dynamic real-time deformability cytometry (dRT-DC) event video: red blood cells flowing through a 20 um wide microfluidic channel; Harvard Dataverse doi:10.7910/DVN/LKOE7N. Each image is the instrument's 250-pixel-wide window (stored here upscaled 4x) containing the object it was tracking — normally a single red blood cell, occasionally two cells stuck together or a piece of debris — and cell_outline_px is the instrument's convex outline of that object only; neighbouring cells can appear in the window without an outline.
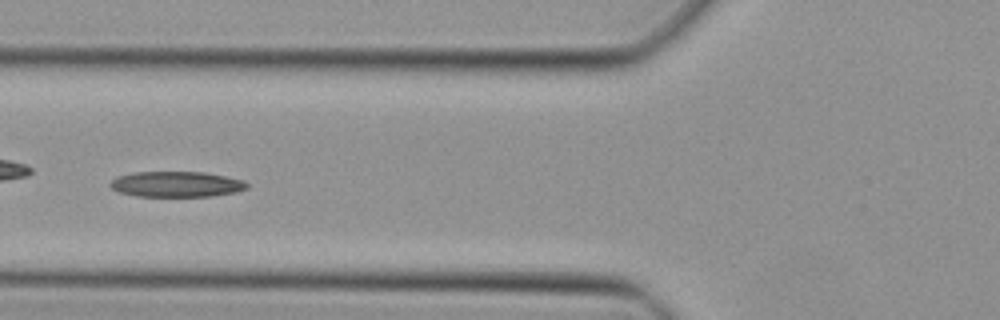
{"species": "Egyptian fruit bat (a non-hibernating species)", "species_latin": "Rousettus aegyptiacus", "temperature_condition": "cold", "stored_images_in_passage": 42, "camera_frame_rate_fps": 3000, "um_per_image_px": 0.085, "animal": {"sex": "female"}, "frame": {"image": 1, "passage_image": 13, "time_ms": 4.0, "image_size_px": [1000, 320], "cell_outline_px": [[248, 188], [236, 192], [212, 196], [136, 196], [120, 192], [112, 188], [108, 184], [116, 176], [132, 172], [204, 172], [244, 180], [248, 184]], "centroid_in_image_um": [14.99, 15.65], "position_along_channel_um": 110.8, "area_um2": 20.4}}
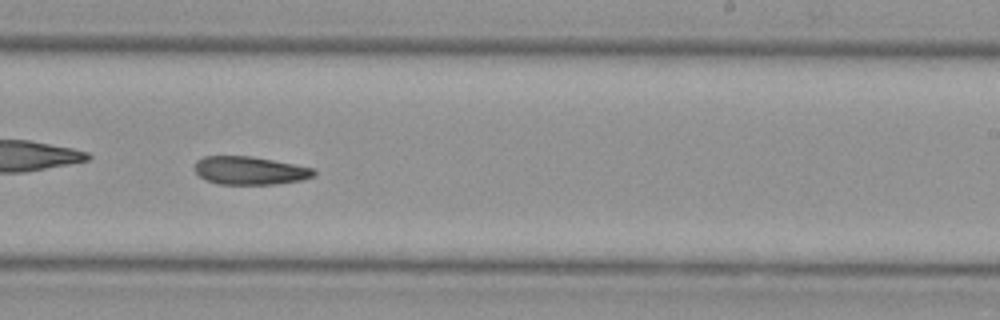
{"frame": {"image": 2, "passage_image": 24, "time_ms": 7.667, "image_size_px": [1000, 320], "cell_outline_px": [[316, 176], [300, 180], [276, 184], [220, 184], [204, 180], [192, 168], [196, 160], [204, 156], [252, 156], [316, 168]], "centroid_in_image_um": [21.23, 14.49], "position_along_channel_um": 267.8, "area_um2": 19.83}}
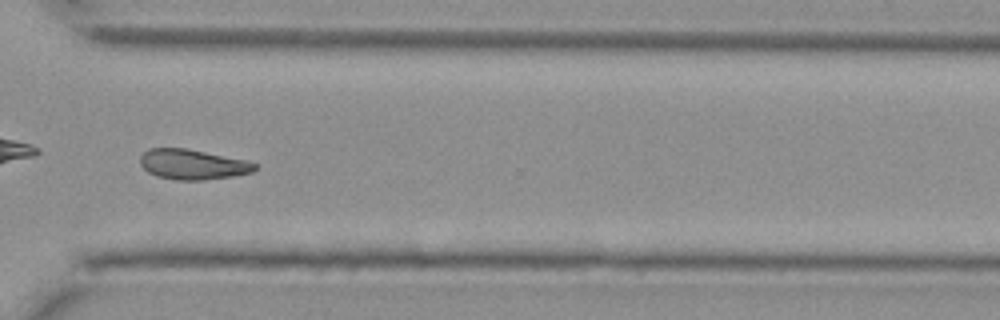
{"frame": {"image": 3, "passage_image": 30, "time_ms": 9.667, "image_size_px": [1000, 320], "cell_outline_px": [[260, 168], [252, 172], [236, 176], [204, 180], [176, 180], [156, 176], [148, 172], [140, 164], [140, 156], [148, 148], [188, 148], [248, 160], [256, 164]], "centroid_in_image_um": [16.42, 13.97], "position_along_channel_um": 354.2, "area_um2": 20.52}}